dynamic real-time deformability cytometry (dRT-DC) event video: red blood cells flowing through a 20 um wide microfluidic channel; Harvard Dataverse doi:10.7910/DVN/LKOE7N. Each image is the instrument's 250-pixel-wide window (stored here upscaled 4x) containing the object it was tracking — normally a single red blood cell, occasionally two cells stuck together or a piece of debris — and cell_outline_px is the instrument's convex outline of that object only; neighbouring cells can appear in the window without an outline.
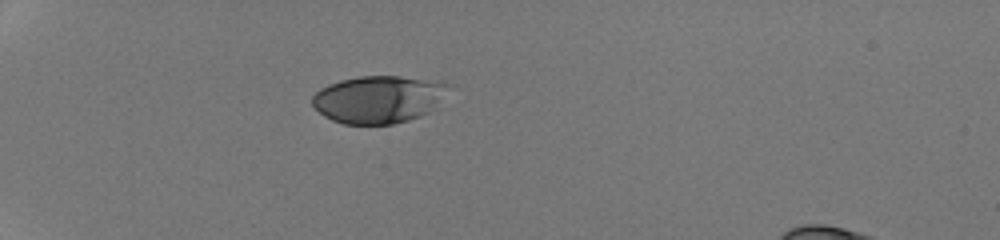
{"species": "human", "species_latin": "Homo sapiens", "temperature_condition": "room temperature", "stored_images_in_passage": 35, "camera_frame_rate_fps": 3000, "um_per_image_px": 0.085, "donor": {"sex": "male"}, "frame": {"image": 1, "passage_image": 1, "time_ms": 0.0, "image_size_px": [1000, 240], "cell_outline_px": [[452, 84], [428, 112], [420, 116], [408, 120], [392, 124], [344, 124], [332, 120], [324, 116], [312, 104], [312, 96], [320, 88], [328, 84], [340, 80], [360, 76], [400, 76], [440, 80]], "centroid_in_image_um": [32.15, 8.42], "position_along_channel_um": 52.8, "area_um2": 37.57}}
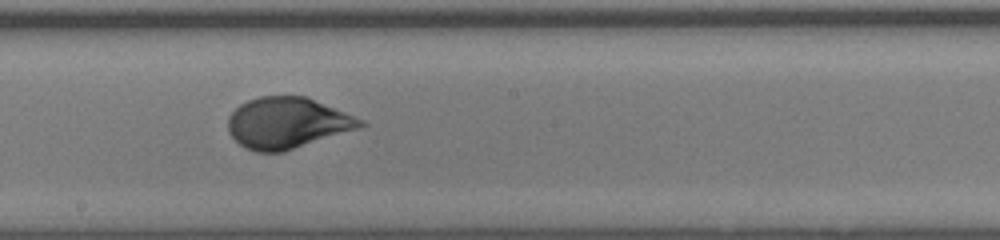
{"frame": {"image": 2, "passage_image": 16, "time_ms": 5.0, "image_size_px": [1000, 240], "cell_outline_px": [[368, 124], [360, 128], [284, 152], [256, 152], [244, 148], [228, 132], [228, 116], [240, 104], [248, 100], [260, 96], [308, 96], [364, 120]], "centroid_in_image_um": [24.43, 10.45], "position_along_channel_um": 223.8, "area_um2": 39.65}}
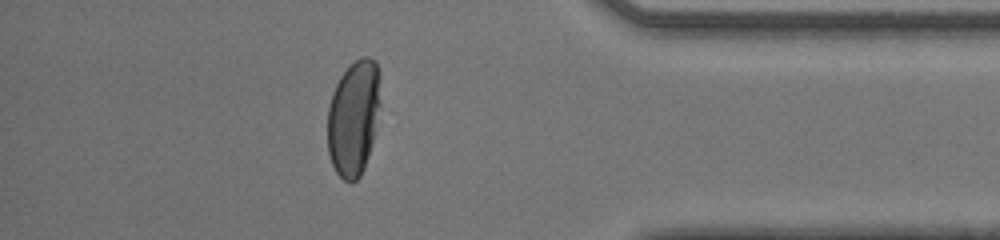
{"frame": {"image": 3, "passage_image": 30, "time_ms": 9.667, "image_size_px": [1000, 240], "cell_outline_px": [[380, 104], [372, 144], [364, 168], [360, 176], [356, 180], [344, 180], [336, 172], [332, 164], [328, 152], [328, 108], [332, 92], [340, 76], [360, 56], [368, 56], [376, 60], [380, 72]], "centroid_in_image_um": [30.07, 9.97], "position_along_channel_um": 405.1, "area_um2": 35.72}, "authors_computed_cell_mechanics": {"area_um2": 38.0902, "velocity_mm_per_s": 4.2455, "shape_relaxation_time_tau1_ms": 4.2362, "shape_relaxation_time_tau2_ms": null, "deformation_change_tau1": 0.1921, "deformation_change_tau2": null}}